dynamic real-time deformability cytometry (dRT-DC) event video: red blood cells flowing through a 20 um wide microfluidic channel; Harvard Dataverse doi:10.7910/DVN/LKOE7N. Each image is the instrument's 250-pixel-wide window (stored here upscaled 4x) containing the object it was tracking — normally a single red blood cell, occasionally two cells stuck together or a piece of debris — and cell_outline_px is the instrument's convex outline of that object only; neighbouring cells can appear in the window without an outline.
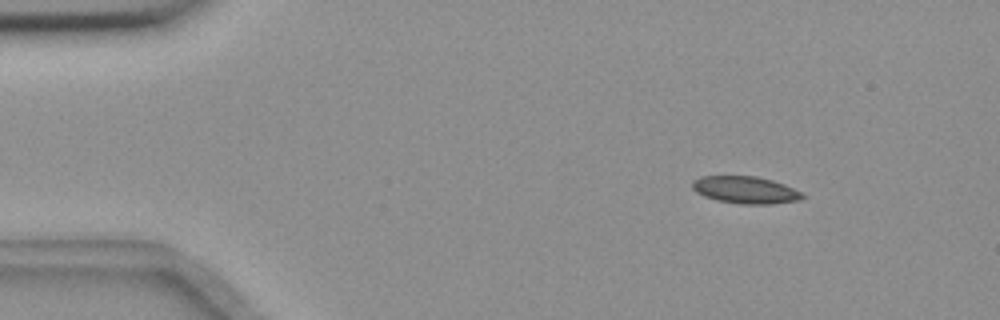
{"species": "common noctule bat (a hibernating species)", "species_latin": "Nyctalus noctula", "temperature_condition": "room temperature", "stored_images_in_passage": 28, "camera_frame_rate_fps": 3000, "um_per_image_px": 0.085, "animal": {"sex": "female", "body_mass_g": 18.4}, "frame": {"image": 1, "passage_image": 2, "time_ms": 0.333, "image_size_px": [1000, 320], "cell_outline_px": [[804, 196], [800, 200], [768, 204], [744, 204], [716, 200], [704, 196], [696, 192], [692, 188], [692, 180], [700, 176], [756, 176], [772, 180], [784, 184], [800, 192]], "centroid_in_image_um": [63.32, 16.13], "position_along_channel_um": 21.7, "area_um2": 17.34}}
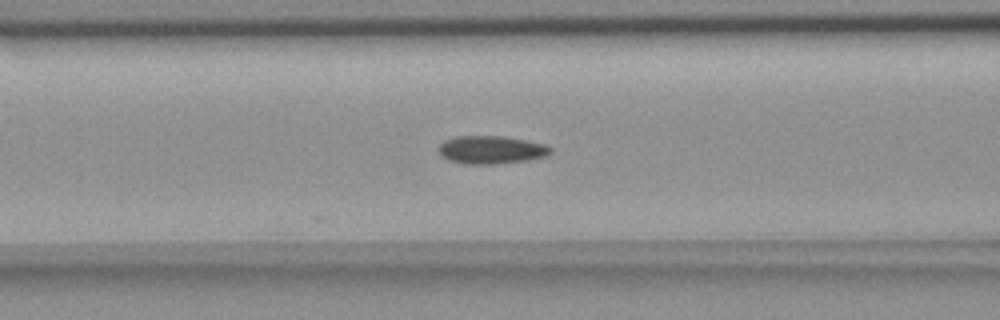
{"frame": {"image": 2, "passage_image": 17, "time_ms": 5.333, "image_size_px": [1000, 320], "cell_outline_px": [[552, 152], [548, 156], [528, 160], [496, 164], [464, 164], [448, 160], [440, 152], [440, 144], [444, 140], [456, 136], [504, 136], [528, 140], [544, 144], [552, 148]], "centroid_in_image_um": [41.8, 12.73], "position_along_channel_um": 124.8, "area_um2": 18.38}}
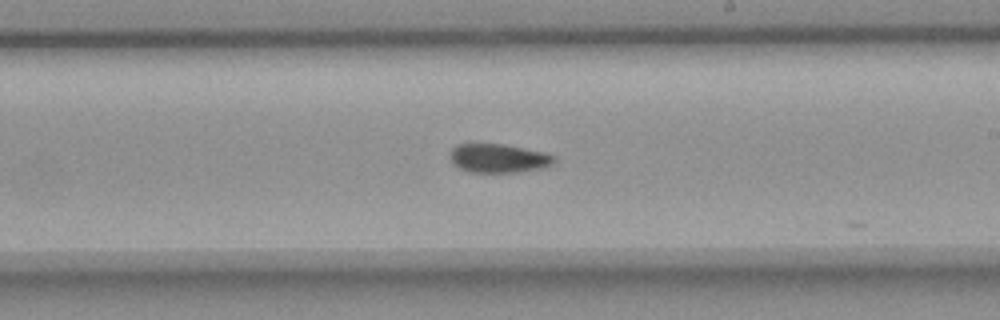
{"frame": {"image": 3, "passage_image": 27, "time_ms": 8.667, "image_size_px": [1000, 320], "cell_outline_px": [[556, 160], [552, 164], [544, 168], [520, 172], [472, 172], [460, 168], [452, 164], [448, 156], [452, 148], [456, 144], [504, 144], [544, 152], [556, 156]], "centroid_in_image_um": [42.37, 13.45], "position_along_channel_um": 246.6, "area_um2": 17.69}}